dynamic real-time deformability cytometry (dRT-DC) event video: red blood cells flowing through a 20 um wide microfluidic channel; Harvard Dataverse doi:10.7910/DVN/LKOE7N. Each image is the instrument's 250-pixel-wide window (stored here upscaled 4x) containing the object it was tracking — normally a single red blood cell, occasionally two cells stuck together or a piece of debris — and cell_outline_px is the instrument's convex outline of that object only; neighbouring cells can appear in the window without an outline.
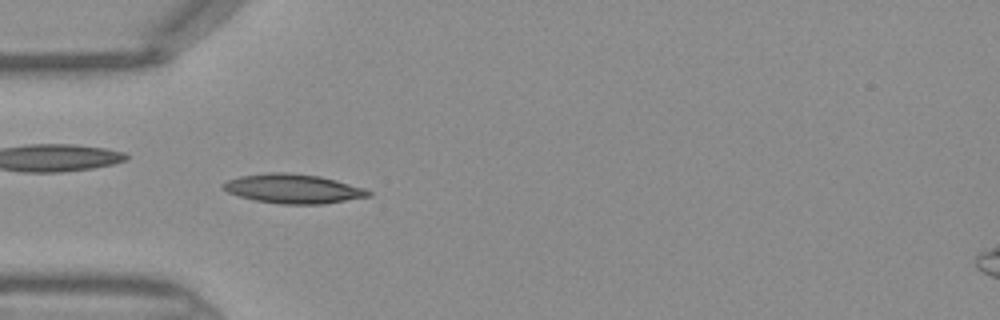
{"species": "Egyptian fruit bat (a non-hibernating species)", "species_latin": "Rousettus aegyptiacus", "temperature_condition": "warm", "stored_images_in_passage": 45, "camera_frame_rate_fps": 3000, "um_per_image_px": 0.085, "frame": {"image": 1, "passage_image": 13, "time_ms": 4.0, "image_size_px": [1000, 320], "cell_outline_px": [[372, 196], [324, 204], [280, 204], [256, 200], [240, 196], [228, 192], [220, 184], [228, 180], [240, 176], [268, 172], [288, 172], [320, 176], [336, 180], [364, 188], [372, 192]], "centroid_in_image_um": [24.94, 16.04], "position_along_channel_um": 60.1, "area_um2": 24.8}}
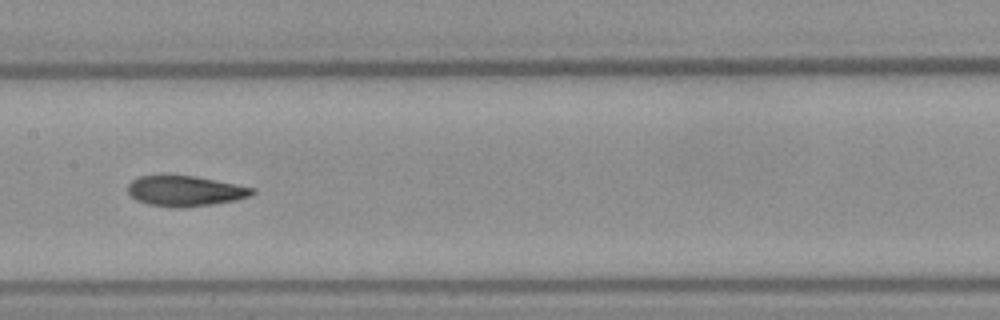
{"frame": {"image": 2, "passage_image": 22, "time_ms": 7.0, "image_size_px": [1000, 320], "cell_outline_px": [[256, 192], [248, 196], [236, 200], [212, 204], [180, 208], [176, 208], [148, 204], [136, 200], [128, 192], [128, 184], [132, 180], [140, 176], [196, 176], [256, 188]], "centroid_in_image_um": [15.75, 16.24], "position_along_channel_um": 191.6, "area_um2": 21.91}}
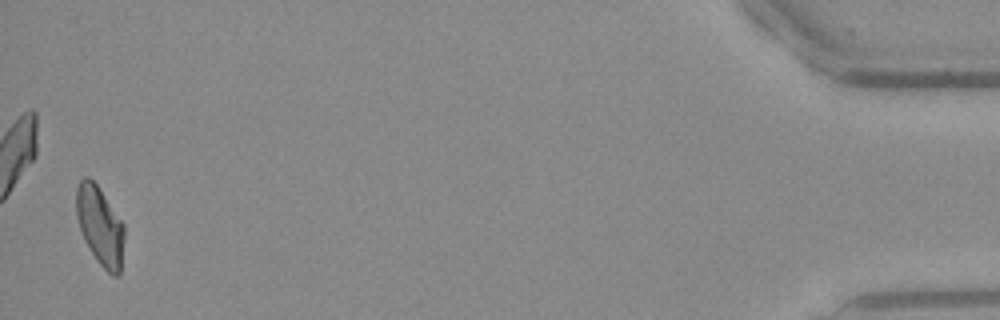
{"frame": {"image": 3, "passage_image": 44, "time_ms": 14.333, "image_size_px": [1000, 320], "cell_outline_px": [[124, 240], [120, 272], [116, 276], [112, 276], [96, 260], [84, 240], [76, 216], [76, 188], [80, 180], [84, 176], [88, 176], [96, 184], [124, 224]], "centroid_in_image_um": [8.49, 19.19], "position_along_channel_um": 426.7, "area_um2": 21.91}}